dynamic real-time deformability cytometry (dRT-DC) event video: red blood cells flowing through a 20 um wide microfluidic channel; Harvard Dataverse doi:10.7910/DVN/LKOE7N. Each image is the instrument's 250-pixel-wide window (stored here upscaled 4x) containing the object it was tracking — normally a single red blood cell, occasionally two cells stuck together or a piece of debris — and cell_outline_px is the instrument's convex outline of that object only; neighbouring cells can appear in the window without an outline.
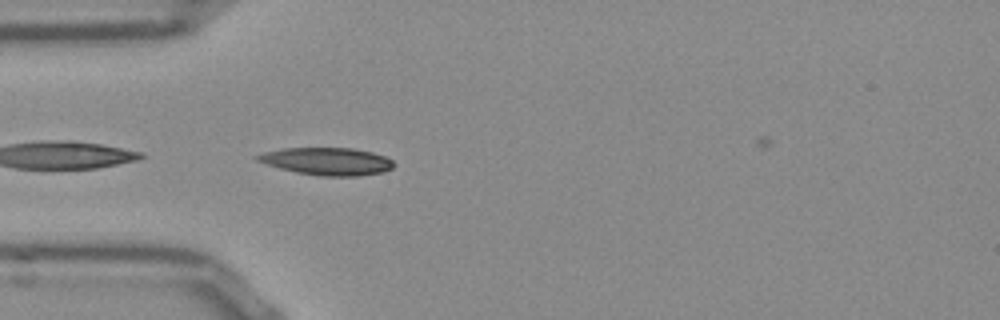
{"species": "Egyptian fruit bat (a non-hibernating species)", "species_latin": "Rousettus aegyptiacus", "temperature_condition": "room temperature", "stored_images_in_passage": 36, "camera_frame_rate_fps": 3000, "um_per_image_px": 0.085, "frame": {"image": 1, "passage_image": 1, "time_ms": 0.0, "image_size_px": [1000, 320], "cell_outline_px": [[396, 164], [392, 168], [384, 172], [356, 176], [320, 176], [296, 172], [280, 168], [256, 160], [252, 156], [264, 152], [284, 148], [352, 148], [372, 152], [384, 156], [392, 160]], "centroid_in_image_um": [27.81, 13.71], "position_along_channel_um": 57.2, "area_um2": 21.85}}
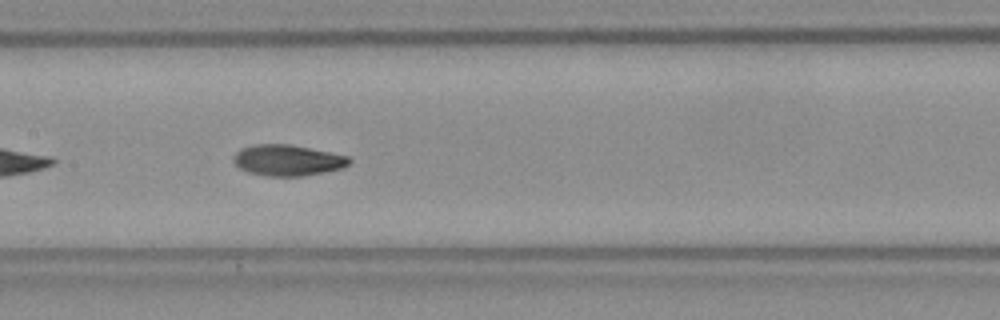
{"frame": {"image": 2, "passage_image": 11, "time_ms": 3.333, "image_size_px": [1000, 320], "cell_outline_px": [[352, 160], [344, 168], [304, 176], [268, 176], [248, 172], [240, 168], [232, 160], [232, 156], [240, 148], [252, 144], [288, 144], [348, 156]], "centroid_in_image_um": [24.41, 13.62], "position_along_channel_um": 183.0, "area_um2": 20.92}, "authors_computed_cell_mechanics": {"area_um2": 20.7502, "velocity_mm_per_s": 3.8374, "shape_relaxation_time_tau1_ms": 3.9962, "shape_relaxation_time_tau2_ms": 3.0387, "deformation_change_tau1": 0.1613, "deformation_change_tau2": 0.0558}}